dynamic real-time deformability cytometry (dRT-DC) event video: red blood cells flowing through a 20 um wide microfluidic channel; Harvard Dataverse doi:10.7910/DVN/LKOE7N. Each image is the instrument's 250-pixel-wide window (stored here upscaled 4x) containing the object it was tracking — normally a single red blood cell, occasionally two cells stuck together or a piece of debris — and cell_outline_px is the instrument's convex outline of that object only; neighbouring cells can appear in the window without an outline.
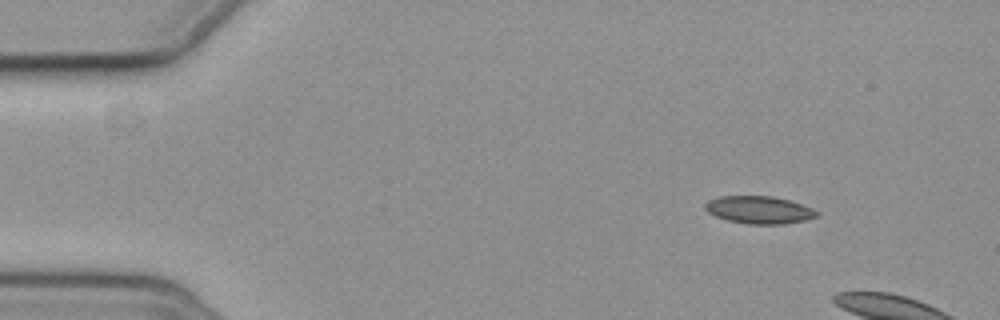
{"species": "common noctule bat (a hibernating species)", "species_latin": "Nyctalus noctula", "temperature_condition": "cold", "stored_images_in_passage": 2, "camera_frame_rate_fps": 3000, "um_per_image_px": 0.085, "animal": {"sex": "female", "body_mass_g": 19.3, "forearm_length_mm": 54.1}, "frame": {"image": 1, "passage_image": 1, "time_ms": 0.0, "image_size_px": [1000, 320], "cell_outline_px": [[820, 216], [804, 220], [784, 224], [748, 224], [728, 220], [716, 216], [708, 212], [704, 208], [704, 204], [708, 200], [720, 196], [772, 196], [788, 200], [812, 208], [820, 212]], "centroid_in_image_um": [64.53, 17.84], "position_along_channel_um": 20.5, "area_um2": 17.92}}